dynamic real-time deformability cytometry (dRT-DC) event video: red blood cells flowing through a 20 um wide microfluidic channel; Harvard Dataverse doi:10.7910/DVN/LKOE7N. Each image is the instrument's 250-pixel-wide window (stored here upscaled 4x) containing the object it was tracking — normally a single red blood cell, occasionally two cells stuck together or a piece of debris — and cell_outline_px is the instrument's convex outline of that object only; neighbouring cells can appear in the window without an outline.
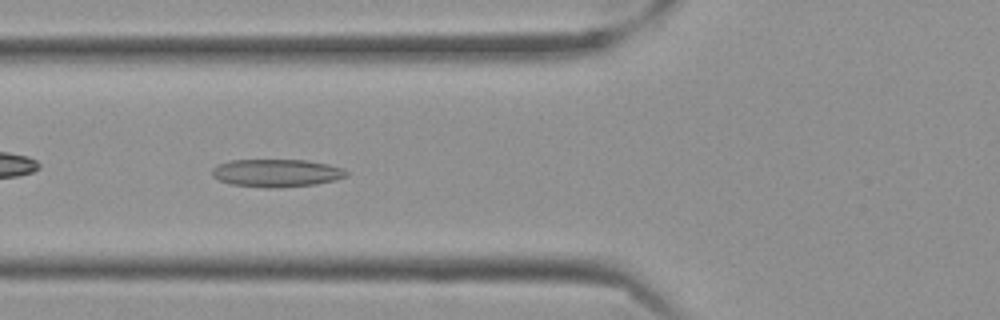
{"species": "Egyptian fruit bat (a non-hibernating species)", "species_latin": "Rousettus aegyptiacus", "temperature_condition": "cold", "stored_images_in_passage": 42, "camera_frame_rate_fps": 3000, "um_per_image_px": 0.085, "frame": {"image": 1, "passage_image": 6, "time_ms": 1.667, "image_size_px": [1000, 320], "cell_outline_px": [[348, 176], [336, 180], [316, 184], [276, 188], [264, 188], [232, 184], [220, 180], [212, 176], [212, 168], [220, 164], [232, 160], [308, 160], [328, 164], [344, 168], [348, 172]], "centroid_in_image_um": [23.55, 14.71], "position_along_channel_um": 102.2, "area_um2": 21.85}}
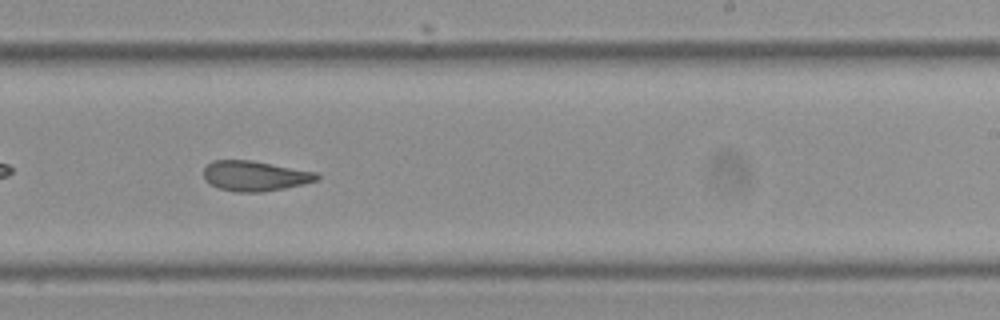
{"frame": {"image": 2, "passage_image": 20, "time_ms": 6.333, "image_size_px": [1000, 320], "cell_outline_px": [[320, 180], [304, 184], [264, 192], [236, 192], [220, 188], [204, 180], [204, 168], [212, 160], [248, 160], [316, 172], [320, 176]], "centroid_in_image_um": [21.68, 14.96], "position_along_channel_um": 267.3, "area_um2": 19.77}}
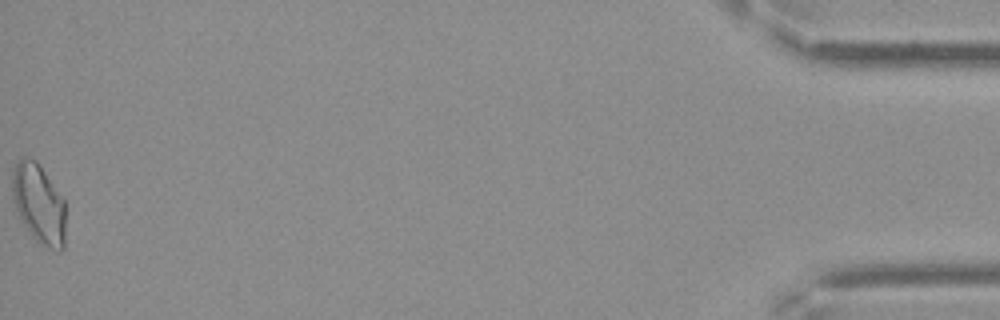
{"frame": {"image": 3, "passage_image": 42, "time_ms": 13.667, "image_size_px": [1000, 320], "cell_outline_px": [[64, 248], [60, 252], [48, 248], [40, 244], [32, 236], [24, 224], [16, 208], [12, 196], [12, 172], [20, 156], [24, 156], [36, 160], [64, 200]], "centroid_in_image_um": [3.29, 17.31], "position_along_channel_um": 431.9, "area_um2": 24.51}, "authors_computed_cell_mechanics": {"area_um2": 20.4323, "velocity_mm_per_s": 3.5281, "shape_relaxation_time_tau1_ms": null, "shape_relaxation_time_tau2_ms": 2.7044, "deformation_change_tau1": null, "deformation_change_tau2": 0.0993}}